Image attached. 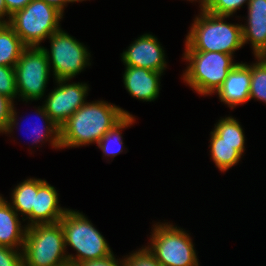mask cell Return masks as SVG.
<instances>
[{
	"label": "cell",
	"mask_w": 266,
	"mask_h": 266,
	"mask_svg": "<svg viewBox=\"0 0 266 266\" xmlns=\"http://www.w3.org/2000/svg\"><path fill=\"white\" fill-rule=\"evenodd\" d=\"M161 45L156 36L145 33L121 53V61L125 66L146 68L163 73L167 68V62L165 50Z\"/></svg>",
	"instance_id": "cell-11"
},
{
	"label": "cell",
	"mask_w": 266,
	"mask_h": 266,
	"mask_svg": "<svg viewBox=\"0 0 266 266\" xmlns=\"http://www.w3.org/2000/svg\"><path fill=\"white\" fill-rule=\"evenodd\" d=\"M251 64L250 100L266 103V57H255Z\"/></svg>",
	"instance_id": "cell-23"
},
{
	"label": "cell",
	"mask_w": 266,
	"mask_h": 266,
	"mask_svg": "<svg viewBox=\"0 0 266 266\" xmlns=\"http://www.w3.org/2000/svg\"><path fill=\"white\" fill-rule=\"evenodd\" d=\"M129 254L124 256V266H162L145 246Z\"/></svg>",
	"instance_id": "cell-27"
},
{
	"label": "cell",
	"mask_w": 266,
	"mask_h": 266,
	"mask_svg": "<svg viewBox=\"0 0 266 266\" xmlns=\"http://www.w3.org/2000/svg\"><path fill=\"white\" fill-rule=\"evenodd\" d=\"M18 96L26 103L38 101L45 95L50 77V65L40 46L26 47L14 67Z\"/></svg>",
	"instance_id": "cell-9"
},
{
	"label": "cell",
	"mask_w": 266,
	"mask_h": 266,
	"mask_svg": "<svg viewBox=\"0 0 266 266\" xmlns=\"http://www.w3.org/2000/svg\"><path fill=\"white\" fill-rule=\"evenodd\" d=\"M77 266H124V258L116 259L113 253L112 255L105 258L83 261Z\"/></svg>",
	"instance_id": "cell-29"
},
{
	"label": "cell",
	"mask_w": 266,
	"mask_h": 266,
	"mask_svg": "<svg viewBox=\"0 0 266 266\" xmlns=\"http://www.w3.org/2000/svg\"><path fill=\"white\" fill-rule=\"evenodd\" d=\"M69 82L70 79L55 80L57 87L46 95L42 103L50 119L59 127L87 102L88 84Z\"/></svg>",
	"instance_id": "cell-10"
},
{
	"label": "cell",
	"mask_w": 266,
	"mask_h": 266,
	"mask_svg": "<svg viewBox=\"0 0 266 266\" xmlns=\"http://www.w3.org/2000/svg\"><path fill=\"white\" fill-rule=\"evenodd\" d=\"M60 222L27 227L22 248L23 266H69Z\"/></svg>",
	"instance_id": "cell-5"
},
{
	"label": "cell",
	"mask_w": 266,
	"mask_h": 266,
	"mask_svg": "<svg viewBox=\"0 0 266 266\" xmlns=\"http://www.w3.org/2000/svg\"><path fill=\"white\" fill-rule=\"evenodd\" d=\"M36 115L43 121V125H39L36 122L33 123V128H29L28 130L31 131L30 136H33V142H31L33 145H37L38 143L42 145V143H45V141H49L52 148L54 149H61L60 144V127L56 125L51 119L50 116L47 114L46 110L44 109V106L37 107L35 111ZM32 123V122H31ZM45 123V124H44ZM27 130V131H28ZM33 131V132H32ZM44 131V132H43ZM31 138V137H30Z\"/></svg>",
	"instance_id": "cell-20"
},
{
	"label": "cell",
	"mask_w": 266,
	"mask_h": 266,
	"mask_svg": "<svg viewBox=\"0 0 266 266\" xmlns=\"http://www.w3.org/2000/svg\"><path fill=\"white\" fill-rule=\"evenodd\" d=\"M246 23L242 24L243 45L249 43L254 57L266 55V0H249Z\"/></svg>",
	"instance_id": "cell-12"
},
{
	"label": "cell",
	"mask_w": 266,
	"mask_h": 266,
	"mask_svg": "<svg viewBox=\"0 0 266 266\" xmlns=\"http://www.w3.org/2000/svg\"><path fill=\"white\" fill-rule=\"evenodd\" d=\"M59 222L64 232L65 248L70 246L76 251V255L67 253L69 266L113 254L105 237L83 212L68 209Z\"/></svg>",
	"instance_id": "cell-3"
},
{
	"label": "cell",
	"mask_w": 266,
	"mask_h": 266,
	"mask_svg": "<svg viewBox=\"0 0 266 266\" xmlns=\"http://www.w3.org/2000/svg\"><path fill=\"white\" fill-rule=\"evenodd\" d=\"M47 39L50 41V51L41 47L47 55L54 80H72L91 65L88 48L65 30L60 29Z\"/></svg>",
	"instance_id": "cell-8"
},
{
	"label": "cell",
	"mask_w": 266,
	"mask_h": 266,
	"mask_svg": "<svg viewBox=\"0 0 266 266\" xmlns=\"http://www.w3.org/2000/svg\"><path fill=\"white\" fill-rule=\"evenodd\" d=\"M149 240L145 247L162 266L200 265L190 234L173 223L153 224Z\"/></svg>",
	"instance_id": "cell-6"
},
{
	"label": "cell",
	"mask_w": 266,
	"mask_h": 266,
	"mask_svg": "<svg viewBox=\"0 0 266 266\" xmlns=\"http://www.w3.org/2000/svg\"><path fill=\"white\" fill-rule=\"evenodd\" d=\"M48 5H51L55 7L57 10H59L64 15V10L68 3H74V2H82L87 0H42Z\"/></svg>",
	"instance_id": "cell-31"
},
{
	"label": "cell",
	"mask_w": 266,
	"mask_h": 266,
	"mask_svg": "<svg viewBox=\"0 0 266 266\" xmlns=\"http://www.w3.org/2000/svg\"><path fill=\"white\" fill-rule=\"evenodd\" d=\"M5 16L7 19H5ZM11 14L7 11L5 0H0V23H8Z\"/></svg>",
	"instance_id": "cell-32"
},
{
	"label": "cell",
	"mask_w": 266,
	"mask_h": 266,
	"mask_svg": "<svg viewBox=\"0 0 266 266\" xmlns=\"http://www.w3.org/2000/svg\"><path fill=\"white\" fill-rule=\"evenodd\" d=\"M126 115L132 114L108 101L86 102L60 127L61 149L98 144Z\"/></svg>",
	"instance_id": "cell-1"
},
{
	"label": "cell",
	"mask_w": 266,
	"mask_h": 266,
	"mask_svg": "<svg viewBox=\"0 0 266 266\" xmlns=\"http://www.w3.org/2000/svg\"><path fill=\"white\" fill-rule=\"evenodd\" d=\"M54 186L45 181L35 194L32 212L23 220L28 221L26 226L35 224L56 223L69 208L59 205V194Z\"/></svg>",
	"instance_id": "cell-15"
},
{
	"label": "cell",
	"mask_w": 266,
	"mask_h": 266,
	"mask_svg": "<svg viewBox=\"0 0 266 266\" xmlns=\"http://www.w3.org/2000/svg\"><path fill=\"white\" fill-rule=\"evenodd\" d=\"M0 266H23L22 249L0 245Z\"/></svg>",
	"instance_id": "cell-28"
},
{
	"label": "cell",
	"mask_w": 266,
	"mask_h": 266,
	"mask_svg": "<svg viewBox=\"0 0 266 266\" xmlns=\"http://www.w3.org/2000/svg\"><path fill=\"white\" fill-rule=\"evenodd\" d=\"M188 63L182 79L195 93L202 96L216 94L228 73L237 65L234 55L210 51H184Z\"/></svg>",
	"instance_id": "cell-4"
},
{
	"label": "cell",
	"mask_w": 266,
	"mask_h": 266,
	"mask_svg": "<svg viewBox=\"0 0 266 266\" xmlns=\"http://www.w3.org/2000/svg\"><path fill=\"white\" fill-rule=\"evenodd\" d=\"M187 1H197L200 3L199 7H200V10H204L211 2L212 0H187Z\"/></svg>",
	"instance_id": "cell-33"
},
{
	"label": "cell",
	"mask_w": 266,
	"mask_h": 266,
	"mask_svg": "<svg viewBox=\"0 0 266 266\" xmlns=\"http://www.w3.org/2000/svg\"><path fill=\"white\" fill-rule=\"evenodd\" d=\"M63 14L42 0H32L14 12L7 23L27 47H40L50 35L61 29Z\"/></svg>",
	"instance_id": "cell-7"
},
{
	"label": "cell",
	"mask_w": 266,
	"mask_h": 266,
	"mask_svg": "<svg viewBox=\"0 0 266 266\" xmlns=\"http://www.w3.org/2000/svg\"><path fill=\"white\" fill-rule=\"evenodd\" d=\"M251 64L237 62L217 90L221 102L234 109L250 101Z\"/></svg>",
	"instance_id": "cell-13"
},
{
	"label": "cell",
	"mask_w": 266,
	"mask_h": 266,
	"mask_svg": "<svg viewBox=\"0 0 266 266\" xmlns=\"http://www.w3.org/2000/svg\"><path fill=\"white\" fill-rule=\"evenodd\" d=\"M162 72L146 68L125 66L123 84L127 92L143 102L155 101L160 93Z\"/></svg>",
	"instance_id": "cell-14"
},
{
	"label": "cell",
	"mask_w": 266,
	"mask_h": 266,
	"mask_svg": "<svg viewBox=\"0 0 266 266\" xmlns=\"http://www.w3.org/2000/svg\"><path fill=\"white\" fill-rule=\"evenodd\" d=\"M0 94L13 101L18 97L14 67L0 66Z\"/></svg>",
	"instance_id": "cell-26"
},
{
	"label": "cell",
	"mask_w": 266,
	"mask_h": 266,
	"mask_svg": "<svg viewBox=\"0 0 266 266\" xmlns=\"http://www.w3.org/2000/svg\"><path fill=\"white\" fill-rule=\"evenodd\" d=\"M210 159L216 165L219 171L225 172L231 167L237 165L245 152V144H229L228 142H219V135L212 130L210 132Z\"/></svg>",
	"instance_id": "cell-17"
},
{
	"label": "cell",
	"mask_w": 266,
	"mask_h": 266,
	"mask_svg": "<svg viewBox=\"0 0 266 266\" xmlns=\"http://www.w3.org/2000/svg\"><path fill=\"white\" fill-rule=\"evenodd\" d=\"M14 101L0 94V133L11 134L19 124Z\"/></svg>",
	"instance_id": "cell-24"
},
{
	"label": "cell",
	"mask_w": 266,
	"mask_h": 266,
	"mask_svg": "<svg viewBox=\"0 0 266 266\" xmlns=\"http://www.w3.org/2000/svg\"><path fill=\"white\" fill-rule=\"evenodd\" d=\"M45 179L27 178L15 186L11 193L10 205L22 216V221L32 212L35 194L38 188L45 182Z\"/></svg>",
	"instance_id": "cell-18"
},
{
	"label": "cell",
	"mask_w": 266,
	"mask_h": 266,
	"mask_svg": "<svg viewBox=\"0 0 266 266\" xmlns=\"http://www.w3.org/2000/svg\"><path fill=\"white\" fill-rule=\"evenodd\" d=\"M32 0H5L7 11L12 15L14 12L23 9Z\"/></svg>",
	"instance_id": "cell-30"
},
{
	"label": "cell",
	"mask_w": 266,
	"mask_h": 266,
	"mask_svg": "<svg viewBox=\"0 0 266 266\" xmlns=\"http://www.w3.org/2000/svg\"><path fill=\"white\" fill-rule=\"evenodd\" d=\"M135 121L136 119L133 115H126L101 138L96 146L101 149L103 157L114 158L118 154L123 153L125 145L123 143L121 131L133 125Z\"/></svg>",
	"instance_id": "cell-21"
},
{
	"label": "cell",
	"mask_w": 266,
	"mask_h": 266,
	"mask_svg": "<svg viewBox=\"0 0 266 266\" xmlns=\"http://www.w3.org/2000/svg\"><path fill=\"white\" fill-rule=\"evenodd\" d=\"M26 47L7 23H0V66L15 67Z\"/></svg>",
	"instance_id": "cell-19"
},
{
	"label": "cell",
	"mask_w": 266,
	"mask_h": 266,
	"mask_svg": "<svg viewBox=\"0 0 266 266\" xmlns=\"http://www.w3.org/2000/svg\"><path fill=\"white\" fill-rule=\"evenodd\" d=\"M19 219V214L0 194V245L23 248L27 226H23Z\"/></svg>",
	"instance_id": "cell-16"
},
{
	"label": "cell",
	"mask_w": 266,
	"mask_h": 266,
	"mask_svg": "<svg viewBox=\"0 0 266 266\" xmlns=\"http://www.w3.org/2000/svg\"><path fill=\"white\" fill-rule=\"evenodd\" d=\"M229 16L200 10L185 39V51H210L234 55L243 45L242 24L228 23Z\"/></svg>",
	"instance_id": "cell-2"
},
{
	"label": "cell",
	"mask_w": 266,
	"mask_h": 266,
	"mask_svg": "<svg viewBox=\"0 0 266 266\" xmlns=\"http://www.w3.org/2000/svg\"><path fill=\"white\" fill-rule=\"evenodd\" d=\"M249 0H212L204 9L208 13L217 16H233L243 5H247Z\"/></svg>",
	"instance_id": "cell-25"
},
{
	"label": "cell",
	"mask_w": 266,
	"mask_h": 266,
	"mask_svg": "<svg viewBox=\"0 0 266 266\" xmlns=\"http://www.w3.org/2000/svg\"><path fill=\"white\" fill-rule=\"evenodd\" d=\"M213 130L219 135V142L229 144H245L244 130L233 116H227L218 120L214 124Z\"/></svg>",
	"instance_id": "cell-22"
}]
</instances>
